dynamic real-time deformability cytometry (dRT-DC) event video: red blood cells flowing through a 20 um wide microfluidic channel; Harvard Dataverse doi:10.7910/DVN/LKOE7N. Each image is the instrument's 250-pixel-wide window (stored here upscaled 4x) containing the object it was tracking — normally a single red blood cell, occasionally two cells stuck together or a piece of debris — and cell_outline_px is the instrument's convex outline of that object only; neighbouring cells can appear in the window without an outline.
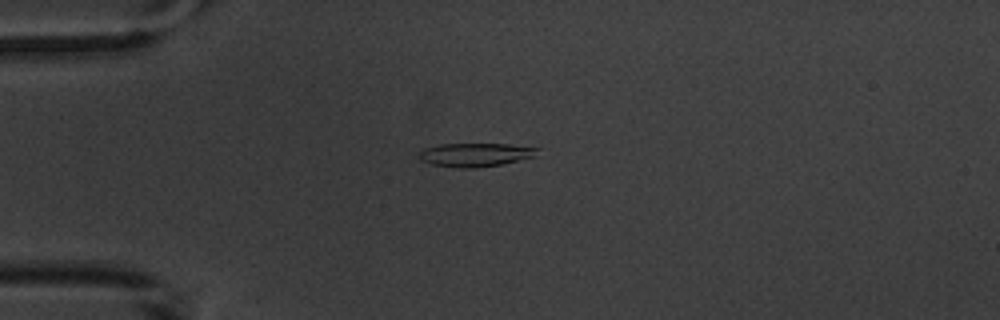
{"species": "common noctule bat (a hibernating species)", "species_latin": "Nyctalus noctula", "temperature_condition": "warm", "stored_images_in_passage": 8, "camera_frame_rate_fps": 3000, "um_per_image_px": 0.085, "animal": {"sex": "male", "body_mass_g": 20.1, "forearm_length_mm": 53.5}, "frame": {"image": 1, "passage_image": 2, "time_ms": 1.0, "image_size_px": [1000, 320], "cell_outline_px": [[540, 148], [536, 156], [500, 164], [472, 168], [460, 168], [432, 164], [420, 160], [420, 152], [424, 148], [440, 144], [508, 144]], "centroid_in_image_um": [40.41, 13.14], "position_along_channel_um": 44.6, "area_um2": 16.07}}
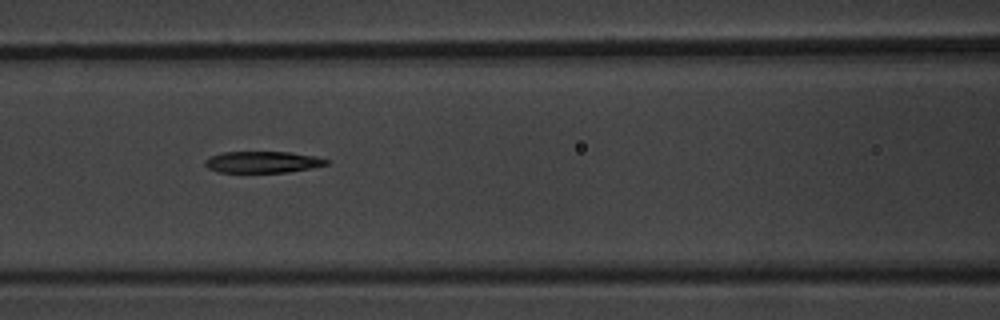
{"frame": {"image": 2, "passage_image": 5, "time_ms": 4.333, "image_size_px": [1000, 320], "cell_outline_px": [[332, 160], [328, 164], [312, 168], [288, 172], [216, 172], [208, 168], [204, 164], [204, 160], [212, 156], [224, 152], [288, 152], [316, 156]], "centroid_in_image_um": [22.36, 13.77], "position_along_channel_um": 144.2, "area_um2": 15.26}}
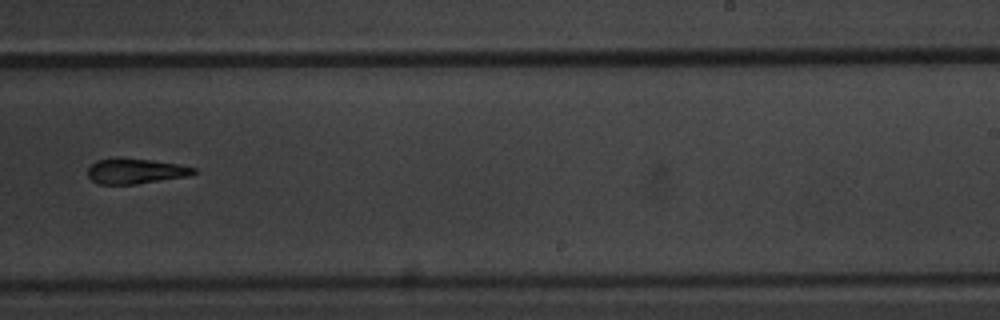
{"frame": {"image": 3, "passage_image": 8, "time_ms": 8.0, "image_size_px": [1000, 320], "cell_outline_px": [[200, 172], [188, 176], [136, 184], [96, 184], [88, 176], [88, 168], [96, 160], [152, 160], [180, 164], [196, 168]], "centroid_in_image_um": [11.59, 14.58], "position_along_channel_um": 277.4, "area_um2": 15.2}}